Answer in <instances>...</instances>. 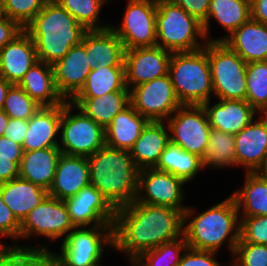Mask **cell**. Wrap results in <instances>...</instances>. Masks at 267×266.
Listing matches in <instances>:
<instances>
[{"label": "cell", "instance_id": "ab89813d", "mask_svg": "<svg viewBox=\"0 0 267 266\" xmlns=\"http://www.w3.org/2000/svg\"><path fill=\"white\" fill-rule=\"evenodd\" d=\"M48 0H2L4 16L24 28Z\"/></svg>", "mask_w": 267, "mask_h": 266}, {"label": "cell", "instance_id": "680465c9", "mask_svg": "<svg viewBox=\"0 0 267 266\" xmlns=\"http://www.w3.org/2000/svg\"><path fill=\"white\" fill-rule=\"evenodd\" d=\"M4 17V12H3V3L2 0H0V20Z\"/></svg>", "mask_w": 267, "mask_h": 266}, {"label": "cell", "instance_id": "7dc6e473", "mask_svg": "<svg viewBox=\"0 0 267 266\" xmlns=\"http://www.w3.org/2000/svg\"><path fill=\"white\" fill-rule=\"evenodd\" d=\"M22 157V145L7 139L4 136H0V158L10 159L19 167Z\"/></svg>", "mask_w": 267, "mask_h": 266}, {"label": "cell", "instance_id": "7402d4cb", "mask_svg": "<svg viewBox=\"0 0 267 266\" xmlns=\"http://www.w3.org/2000/svg\"><path fill=\"white\" fill-rule=\"evenodd\" d=\"M61 114L62 104L40 107L28 120V131L22 143L23 152L58 147Z\"/></svg>", "mask_w": 267, "mask_h": 266}, {"label": "cell", "instance_id": "5bb4252c", "mask_svg": "<svg viewBox=\"0 0 267 266\" xmlns=\"http://www.w3.org/2000/svg\"><path fill=\"white\" fill-rule=\"evenodd\" d=\"M186 182L168 172L158 171L155 168L139 170L138 188L135 201L149 205L170 207L184 212L183 185Z\"/></svg>", "mask_w": 267, "mask_h": 266}, {"label": "cell", "instance_id": "4316f807", "mask_svg": "<svg viewBox=\"0 0 267 266\" xmlns=\"http://www.w3.org/2000/svg\"><path fill=\"white\" fill-rule=\"evenodd\" d=\"M61 154L59 147L23 152L19 177L49 191Z\"/></svg>", "mask_w": 267, "mask_h": 266}, {"label": "cell", "instance_id": "681fc988", "mask_svg": "<svg viewBox=\"0 0 267 266\" xmlns=\"http://www.w3.org/2000/svg\"><path fill=\"white\" fill-rule=\"evenodd\" d=\"M22 31L23 28L16 21L4 16L0 20V50Z\"/></svg>", "mask_w": 267, "mask_h": 266}, {"label": "cell", "instance_id": "5b68a950", "mask_svg": "<svg viewBox=\"0 0 267 266\" xmlns=\"http://www.w3.org/2000/svg\"><path fill=\"white\" fill-rule=\"evenodd\" d=\"M168 73L182 105H203L211 100L213 85L206 44L193 52H173Z\"/></svg>", "mask_w": 267, "mask_h": 266}, {"label": "cell", "instance_id": "8fae6325", "mask_svg": "<svg viewBox=\"0 0 267 266\" xmlns=\"http://www.w3.org/2000/svg\"><path fill=\"white\" fill-rule=\"evenodd\" d=\"M156 13V1L128 0L121 25L110 26L125 50L156 45Z\"/></svg>", "mask_w": 267, "mask_h": 266}, {"label": "cell", "instance_id": "ba28073f", "mask_svg": "<svg viewBox=\"0 0 267 266\" xmlns=\"http://www.w3.org/2000/svg\"><path fill=\"white\" fill-rule=\"evenodd\" d=\"M74 109L78 111L72 114ZM59 133L62 154L89 157L105 145L104 128L70 101L62 104Z\"/></svg>", "mask_w": 267, "mask_h": 266}, {"label": "cell", "instance_id": "d6a6232c", "mask_svg": "<svg viewBox=\"0 0 267 266\" xmlns=\"http://www.w3.org/2000/svg\"><path fill=\"white\" fill-rule=\"evenodd\" d=\"M154 168L175 175L188 183L196 177L199 171L204 169V166L202 158L183 150L179 145L170 141Z\"/></svg>", "mask_w": 267, "mask_h": 266}, {"label": "cell", "instance_id": "7bdbcfd3", "mask_svg": "<svg viewBox=\"0 0 267 266\" xmlns=\"http://www.w3.org/2000/svg\"><path fill=\"white\" fill-rule=\"evenodd\" d=\"M45 244L31 247L19 244V266H59L55 252Z\"/></svg>", "mask_w": 267, "mask_h": 266}, {"label": "cell", "instance_id": "277c9868", "mask_svg": "<svg viewBox=\"0 0 267 266\" xmlns=\"http://www.w3.org/2000/svg\"><path fill=\"white\" fill-rule=\"evenodd\" d=\"M87 159L90 185L115 209L131 204L136 199L139 169L129 150L104 145Z\"/></svg>", "mask_w": 267, "mask_h": 266}, {"label": "cell", "instance_id": "603a6c76", "mask_svg": "<svg viewBox=\"0 0 267 266\" xmlns=\"http://www.w3.org/2000/svg\"><path fill=\"white\" fill-rule=\"evenodd\" d=\"M85 52L92 69L97 66H125L123 43L111 27L86 30Z\"/></svg>", "mask_w": 267, "mask_h": 266}, {"label": "cell", "instance_id": "ee69618b", "mask_svg": "<svg viewBox=\"0 0 267 266\" xmlns=\"http://www.w3.org/2000/svg\"><path fill=\"white\" fill-rule=\"evenodd\" d=\"M0 237L11 238L19 241L20 238V222L14 216L13 212L3 202L0 193ZM0 245H4L0 243Z\"/></svg>", "mask_w": 267, "mask_h": 266}, {"label": "cell", "instance_id": "d6986e66", "mask_svg": "<svg viewBox=\"0 0 267 266\" xmlns=\"http://www.w3.org/2000/svg\"><path fill=\"white\" fill-rule=\"evenodd\" d=\"M38 61L35 44L23 30L0 50V75L9 83L18 85Z\"/></svg>", "mask_w": 267, "mask_h": 266}, {"label": "cell", "instance_id": "ffe728a7", "mask_svg": "<svg viewBox=\"0 0 267 266\" xmlns=\"http://www.w3.org/2000/svg\"><path fill=\"white\" fill-rule=\"evenodd\" d=\"M89 184L87 157L61 154L48 195L64 201L75 196Z\"/></svg>", "mask_w": 267, "mask_h": 266}, {"label": "cell", "instance_id": "8d00e7d4", "mask_svg": "<svg viewBox=\"0 0 267 266\" xmlns=\"http://www.w3.org/2000/svg\"><path fill=\"white\" fill-rule=\"evenodd\" d=\"M246 101L258 112L267 106V61L247 63Z\"/></svg>", "mask_w": 267, "mask_h": 266}, {"label": "cell", "instance_id": "ac0fdd59", "mask_svg": "<svg viewBox=\"0 0 267 266\" xmlns=\"http://www.w3.org/2000/svg\"><path fill=\"white\" fill-rule=\"evenodd\" d=\"M249 125L234 135L236 166L246 168V173L258 172L267 153V116L257 114Z\"/></svg>", "mask_w": 267, "mask_h": 266}, {"label": "cell", "instance_id": "4dcf8cb0", "mask_svg": "<svg viewBox=\"0 0 267 266\" xmlns=\"http://www.w3.org/2000/svg\"><path fill=\"white\" fill-rule=\"evenodd\" d=\"M70 102L105 128L118 113L130 105V90L122 89L101 97H73Z\"/></svg>", "mask_w": 267, "mask_h": 266}, {"label": "cell", "instance_id": "816d5d0a", "mask_svg": "<svg viewBox=\"0 0 267 266\" xmlns=\"http://www.w3.org/2000/svg\"><path fill=\"white\" fill-rule=\"evenodd\" d=\"M19 177V167L10 159L0 158V184Z\"/></svg>", "mask_w": 267, "mask_h": 266}, {"label": "cell", "instance_id": "f35d334b", "mask_svg": "<svg viewBox=\"0 0 267 266\" xmlns=\"http://www.w3.org/2000/svg\"><path fill=\"white\" fill-rule=\"evenodd\" d=\"M40 107L19 85L12 84L2 110L9 118L29 120Z\"/></svg>", "mask_w": 267, "mask_h": 266}, {"label": "cell", "instance_id": "52a82bcc", "mask_svg": "<svg viewBox=\"0 0 267 266\" xmlns=\"http://www.w3.org/2000/svg\"><path fill=\"white\" fill-rule=\"evenodd\" d=\"M206 53L215 98L246 100L247 63L223 41H206Z\"/></svg>", "mask_w": 267, "mask_h": 266}, {"label": "cell", "instance_id": "db71d44e", "mask_svg": "<svg viewBox=\"0 0 267 266\" xmlns=\"http://www.w3.org/2000/svg\"><path fill=\"white\" fill-rule=\"evenodd\" d=\"M12 84L0 75V110H2L8 90Z\"/></svg>", "mask_w": 267, "mask_h": 266}, {"label": "cell", "instance_id": "60d3db41", "mask_svg": "<svg viewBox=\"0 0 267 266\" xmlns=\"http://www.w3.org/2000/svg\"><path fill=\"white\" fill-rule=\"evenodd\" d=\"M230 266H267V245L238 242Z\"/></svg>", "mask_w": 267, "mask_h": 266}, {"label": "cell", "instance_id": "9a60e30c", "mask_svg": "<svg viewBox=\"0 0 267 266\" xmlns=\"http://www.w3.org/2000/svg\"><path fill=\"white\" fill-rule=\"evenodd\" d=\"M64 203L75 227L113 226L116 209L90 184Z\"/></svg>", "mask_w": 267, "mask_h": 266}, {"label": "cell", "instance_id": "3957f363", "mask_svg": "<svg viewBox=\"0 0 267 266\" xmlns=\"http://www.w3.org/2000/svg\"><path fill=\"white\" fill-rule=\"evenodd\" d=\"M35 44L39 61L53 65L74 45L86 29L56 1L48 0L42 10L23 28Z\"/></svg>", "mask_w": 267, "mask_h": 266}, {"label": "cell", "instance_id": "bcb514c9", "mask_svg": "<svg viewBox=\"0 0 267 266\" xmlns=\"http://www.w3.org/2000/svg\"><path fill=\"white\" fill-rule=\"evenodd\" d=\"M195 17L202 25L207 21L210 0H171Z\"/></svg>", "mask_w": 267, "mask_h": 266}, {"label": "cell", "instance_id": "9c48e42d", "mask_svg": "<svg viewBox=\"0 0 267 266\" xmlns=\"http://www.w3.org/2000/svg\"><path fill=\"white\" fill-rule=\"evenodd\" d=\"M105 245L113 248V226L75 227L55 254L59 266H89L101 262Z\"/></svg>", "mask_w": 267, "mask_h": 266}, {"label": "cell", "instance_id": "b9f144b4", "mask_svg": "<svg viewBox=\"0 0 267 266\" xmlns=\"http://www.w3.org/2000/svg\"><path fill=\"white\" fill-rule=\"evenodd\" d=\"M238 242L267 245V215L240 217Z\"/></svg>", "mask_w": 267, "mask_h": 266}, {"label": "cell", "instance_id": "9f6ffc18", "mask_svg": "<svg viewBox=\"0 0 267 266\" xmlns=\"http://www.w3.org/2000/svg\"><path fill=\"white\" fill-rule=\"evenodd\" d=\"M130 266H146L139 257H129Z\"/></svg>", "mask_w": 267, "mask_h": 266}, {"label": "cell", "instance_id": "e0dca14e", "mask_svg": "<svg viewBox=\"0 0 267 266\" xmlns=\"http://www.w3.org/2000/svg\"><path fill=\"white\" fill-rule=\"evenodd\" d=\"M88 62L84 33L81 42L52 65L56 89L65 101H70L83 87L92 70Z\"/></svg>", "mask_w": 267, "mask_h": 266}, {"label": "cell", "instance_id": "c3c4849f", "mask_svg": "<svg viewBox=\"0 0 267 266\" xmlns=\"http://www.w3.org/2000/svg\"><path fill=\"white\" fill-rule=\"evenodd\" d=\"M28 131V120L10 118L4 137L22 145Z\"/></svg>", "mask_w": 267, "mask_h": 266}, {"label": "cell", "instance_id": "1f68e13d", "mask_svg": "<svg viewBox=\"0 0 267 266\" xmlns=\"http://www.w3.org/2000/svg\"><path fill=\"white\" fill-rule=\"evenodd\" d=\"M245 175L243 189L230 194L236 202L240 217L266 216L267 177L257 172Z\"/></svg>", "mask_w": 267, "mask_h": 266}, {"label": "cell", "instance_id": "74e56055", "mask_svg": "<svg viewBox=\"0 0 267 266\" xmlns=\"http://www.w3.org/2000/svg\"><path fill=\"white\" fill-rule=\"evenodd\" d=\"M187 248L188 244L183 235L143 252L139 258L146 266H177Z\"/></svg>", "mask_w": 267, "mask_h": 266}, {"label": "cell", "instance_id": "cb8c5ba5", "mask_svg": "<svg viewBox=\"0 0 267 266\" xmlns=\"http://www.w3.org/2000/svg\"><path fill=\"white\" fill-rule=\"evenodd\" d=\"M246 63L267 61V25L250 18L224 41Z\"/></svg>", "mask_w": 267, "mask_h": 266}, {"label": "cell", "instance_id": "7a4b0ae2", "mask_svg": "<svg viewBox=\"0 0 267 266\" xmlns=\"http://www.w3.org/2000/svg\"><path fill=\"white\" fill-rule=\"evenodd\" d=\"M195 212L189 206L184 211L183 235L188 248L217 253L227 240L232 256L240 239V214L234 198L230 195L197 215Z\"/></svg>", "mask_w": 267, "mask_h": 266}, {"label": "cell", "instance_id": "91938a15", "mask_svg": "<svg viewBox=\"0 0 267 266\" xmlns=\"http://www.w3.org/2000/svg\"><path fill=\"white\" fill-rule=\"evenodd\" d=\"M259 114L267 116V106Z\"/></svg>", "mask_w": 267, "mask_h": 266}, {"label": "cell", "instance_id": "836d02e7", "mask_svg": "<svg viewBox=\"0 0 267 266\" xmlns=\"http://www.w3.org/2000/svg\"><path fill=\"white\" fill-rule=\"evenodd\" d=\"M122 89H128L125 66H97L88 74L83 87L74 97H101Z\"/></svg>", "mask_w": 267, "mask_h": 266}, {"label": "cell", "instance_id": "6da1fadb", "mask_svg": "<svg viewBox=\"0 0 267 266\" xmlns=\"http://www.w3.org/2000/svg\"><path fill=\"white\" fill-rule=\"evenodd\" d=\"M183 226L184 212L134 200L116 209L113 249L128 258L139 257L145 251L182 237Z\"/></svg>", "mask_w": 267, "mask_h": 266}, {"label": "cell", "instance_id": "94428289", "mask_svg": "<svg viewBox=\"0 0 267 266\" xmlns=\"http://www.w3.org/2000/svg\"><path fill=\"white\" fill-rule=\"evenodd\" d=\"M89 266H102L101 263H96V264H92V265H89Z\"/></svg>", "mask_w": 267, "mask_h": 266}, {"label": "cell", "instance_id": "e575fe53", "mask_svg": "<svg viewBox=\"0 0 267 266\" xmlns=\"http://www.w3.org/2000/svg\"><path fill=\"white\" fill-rule=\"evenodd\" d=\"M202 164L215 169L236 166L234 135L211 129Z\"/></svg>", "mask_w": 267, "mask_h": 266}, {"label": "cell", "instance_id": "44dd1931", "mask_svg": "<svg viewBox=\"0 0 267 266\" xmlns=\"http://www.w3.org/2000/svg\"><path fill=\"white\" fill-rule=\"evenodd\" d=\"M210 105V100L202 106L208 116L211 129L236 135L249 125L258 113L246 100L217 99Z\"/></svg>", "mask_w": 267, "mask_h": 266}, {"label": "cell", "instance_id": "30bf717a", "mask_svg": "<svg viewBox=\"0 0 267 266\" xmlns=\"http://www.w3.org/2000/svg\"><path fill=\"white\" fill-rule=\"evenodd\" d=\"M165 122L172 143L203 158L211 128L202 105H181Z\"/></svg>", "mask_w": 267, "mask_h": 266}, {"label": "cell", "instance_id": "8992f818", "mask_svg": "<svg viewBox=\"0 0 267 266\" xmlns=\"http://www.w3.org/2000/svg\"><path fill=\"white\" fill-rule=\"evenodd\" d=\"M205 44L201 22L171 0L157 1L156 45L173 53L197 51Z\"/></svg>", "mask_w": 267, "mask_h": 266}, {"label": "cell", "instance_id": "2e32d148", "mask_svg": "<svg viewBox=\"0 0 267 266\" xmlns=\"http://www.w3.org/2000/svg\"><path fill=\"white\" fill-rule=\"evenodd\" d=\"M171 55L172 52L158 45L125 50L124 64L128 89L168 74Z\"/></svg>", "mask_w": 267, "mask_h": 266}, {"label": "cell", "instance_id": "6f0895ef", "mask_svg": "<svg viewBox=\"0 0 267 266\" xmlns=\"http://www.w3.org/2000/svg\"><path fill=\"white\" fill-rule=\"evenodd\" d=\"M257 173L267 177V153H266L264 163H263L261 169Z\"/></svg>", "mask_w": 267, "mask_h": 266}, {"label": "cell", "instance_id": "83f0119b", "mask_svg": "<svg viewBox=\"0 0 267 266\" xmlns=\"http://www.w3.org/2000/svg\"><path fill=\"white\" fill-rule=\"evenodd\" d=\"M251 18L250 0H210L207 21L203 24L206 41H224ZM216 20L227 33L222 38H209L210 20Z\"/></svg>", "mask_w": 267, "mask_h": 266}, {"label": "cell", "instance_id": "484cf974", "mask_svg": "<svg viewBox=\"0 0 267 266\" xmlns=\"http://www.w3.org/2000/svg\"><path fill=\"white\" fill-rule=\"evenodd\" d=\"M0 193L20 223L48 196L47 190L21 177L0 184Z\"/></svg>", "mask_w": 267, "mask_h": 266}, {"label": "cell", "instance_id": "f1b7e54d", "mask_svg": "<svg viewBox=\"0 0 267 266\" xmlns=\"http://www.w3.org/2000/svg\"><path fill=\"white\" fill-rule=\"evenodd\" d=\"M18 85L41 107H52L65 102L56 89L51 64L36 62Z\"/></svg>", "mask_w": 267, "mask_h": 266}, {"label": "cell", "instance_id": "f5cc1de1", "mask_svg": "<svg viewBox=\"0 0 267 266\" xmlns=\"http://www.w3.org/2000/svg\"><path fill=\"white\" fill-rule=\"evenodd\" d=\"M251 18L267 25V0H250Z\"/></svg>", "mask_w": 267, "mask_h": 266}, {"label": "cell", "instance_id": "f907efd6", "mask_svg": "<svg viewBox=\"0 0 267 266\" xmlns=\"http://www.w3.org/2000/svg\"><path fill=\"white\" fill-rule=\"evenodd\" d=\"M19 242L0 245V266H19ZM7 245V246H6Z\"/></svg>", "mask_w": 267, "mask_h": 266}, {"label": "cell", "instance_id": "11a10c76", "mask_svg": "<svg viewBox=\"0 0 267 266\" xmlns=\"http://www.w3.org/2000/svg\"><path fill=\"white\" fill-rule=\"evenodd\" d=\"M9 119L8 115L3 110H0V136L4 135Z\"/></svg>", "mask_w": 267, "mask_h": 266}, {"label": "cell", "instance_id": "f6af8a7d", "mask_svg": "<svg viewBox=\"0 0 267 266\" xmlns=\"http://www.w3.org/2000/svg\"><path fill=\"white\" fill-rule=\"evenodd\" d=\"M215 255L216 252L187 248L177 266H223L215 260Z\"/></svg>", "mask_w": 267, "mask_h": 266}, {"label": "cell", "instance_id": "d590c367", "mask_svg": "<svg viewBox=\"0 0 267 266\" xmlns=\"http://www.w3.org/2000/svg\"><path fill=\"white\" fill-rule=\"evenodd\" d=\"M67 10L86 30L105 29L111 25H102L99 14L109 0H54Z\"/></svg>", "mask_w": 267, "mask_h": 266}, {"label": "cell", "instance_id": "4fadbf2b", "mask_svg": "<svg viewBox=\"0 0 267 266\" xmlns=\"http://www.w3.org/2000/svg\"><path fill=\"white\" fill-rule=\"evenodd\" d=\"M74 228L64 201L48 195L20 223V239L41 235L57 241Z\"/></svg>", "mask_w": 267, "mask_h": 266}, {"label": "cell", "instance_id": "f546056e", "mask_svg": "<svg viewBox=\"0 0 267 266\" xmlns=\"http://www.w3.org/2000/svg\"><path fill=\"white\" fill-rule=\"evenodd\" d=\"M148 122L146 117L129 105L104 128L105 145L114 149L130 150Z\"/></svg>", "mask_w": 267, "mask_h": 266}, {"label": "cell", "instance_id": "7c38bea8", "mask_svg": "<svg viewBox=\"0 0 267 266\" xmlns=\"http://www.w3.org/2000/svg\"><path fill=\"white\" fill-rule=\"evenodd\" d=\"M130 105L149 121H166L182 104L168 74L130 89Z\"/></svg>", "mask_w": 267, "mask_h": 266}, {"label": "cell", "instance_id": "d4e9b609", "mask_svg": "<svg viewBox=\"0 0 267 266\" xmlns=\"http://www.w3.org/2000/svg\"><path fill=\"white\" fill-rule=\"evenodd\" d=\"M169 142L170 133L167 123L149 121L134 146L129 150L130 156L139 170L154 168Z\"/></svg>", "mask_w": 267, "mask_h": 266}]
</instances>
